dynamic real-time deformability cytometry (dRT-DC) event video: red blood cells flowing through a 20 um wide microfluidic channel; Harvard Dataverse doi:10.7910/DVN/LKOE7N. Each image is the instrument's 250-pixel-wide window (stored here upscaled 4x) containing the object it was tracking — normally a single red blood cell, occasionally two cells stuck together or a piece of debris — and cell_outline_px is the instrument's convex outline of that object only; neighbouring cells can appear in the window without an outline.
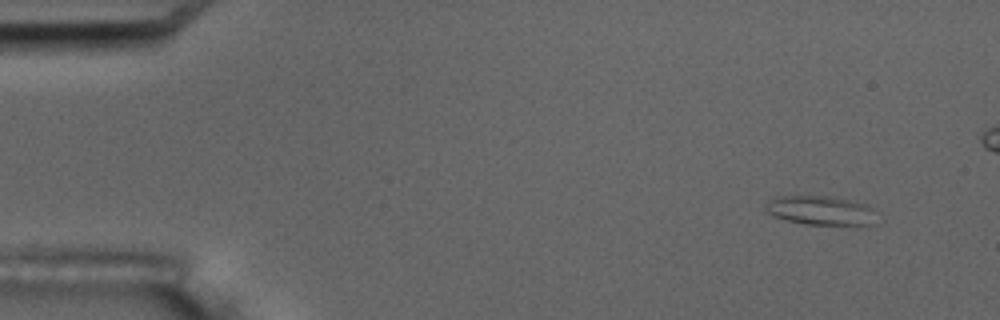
{"species": "common noctule bat (a hibernating species)", "species_latin": "Nyctalus noctula", "temperature_condition": "room temperature", "stored_images_in_passage": 12, "camera_frame_rate_fps": 3000, "um_per_image_px": 0.085, "animal": {"sex": "male", "body_mass_g": 17.5, "forearm_length_mm": 52.3}, "frame": {"image": 1, "passage_image": 2, "time_ms": 1.0, "image_size_px": [1000, 320], "cell_outline_px": [[876, 224], [856, 228], [808, 224], [788, 220], [772, 216], [764, 208], [768, 200], [772, 196], [832, 196], [856, 200], [868, 204], [872, 208]], "centroid_in_image_um": [69.85, 17.92], "position_along_channel_um": 15.1, "area_um2": 19.94}}